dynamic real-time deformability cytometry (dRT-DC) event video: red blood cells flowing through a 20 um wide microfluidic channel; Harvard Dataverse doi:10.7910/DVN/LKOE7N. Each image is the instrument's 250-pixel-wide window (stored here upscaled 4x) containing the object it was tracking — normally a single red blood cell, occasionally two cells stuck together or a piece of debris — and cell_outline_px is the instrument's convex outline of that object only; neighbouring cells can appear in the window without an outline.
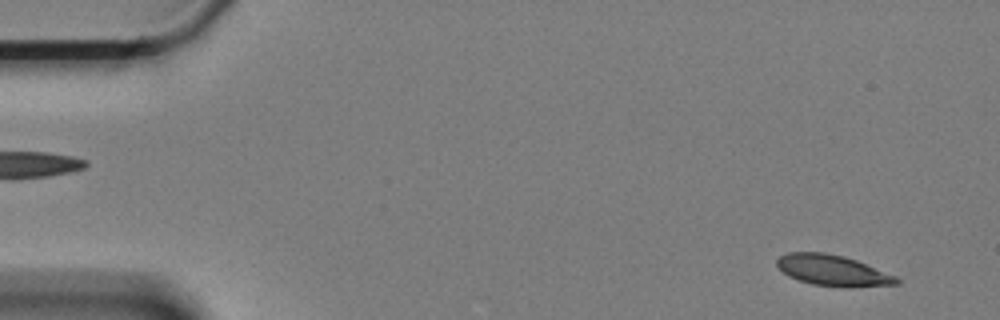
{"species": "Egyptian fruit bat (a non-hibernating species)", "species_latin": "Rousettus aegyptiacus", "temperature_condition": "cold", "stored_images_in_passage": 18, "camera_frame_rate_fps": 3000, "um_per_image_px": 0.085, "animal": {"sex": "female"}, "frame": {"image": 1, "passage_image": 3, "time_ms": 0.667, "image_size_px": [1000, 320], "cell_outline_px": [[900, 284], [852, 288], [840, 288], [812, 284], [788, 276], [776, 264], [776, 260], [780, 256], [788, 252], [824, 252], [844, 256], [856, 260], [896, 276], [900, 280]], "centroid_in_image_um": [70.81, 23.0], "position_along_channel_um": 14.2, "area_um2": 21.73}}
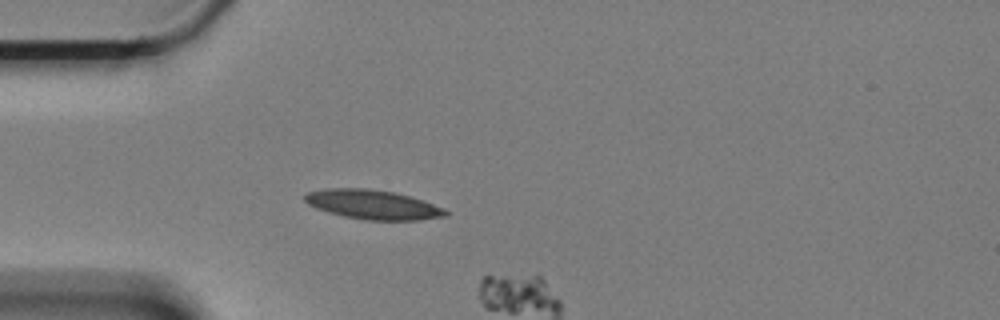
{"frame": {"image": 2, "passage_image": 16, "time_ms": 5.0, "image_size_px": [1000, 320], "cell_outline_px": [[448, 212], [444, 216], [420, 220], [364, 220], [344, 216], [328, 212], [316, 208], [308, 204], [304, 200], [304, 196], [308, 192], [328, 188], [368, 188], [392, 192], [408, 196], [444, 208]], "centroid_in_image_um": [31.65, 17.39], "position_along_channel_um": 53.4, "area_um2": 23.81}}